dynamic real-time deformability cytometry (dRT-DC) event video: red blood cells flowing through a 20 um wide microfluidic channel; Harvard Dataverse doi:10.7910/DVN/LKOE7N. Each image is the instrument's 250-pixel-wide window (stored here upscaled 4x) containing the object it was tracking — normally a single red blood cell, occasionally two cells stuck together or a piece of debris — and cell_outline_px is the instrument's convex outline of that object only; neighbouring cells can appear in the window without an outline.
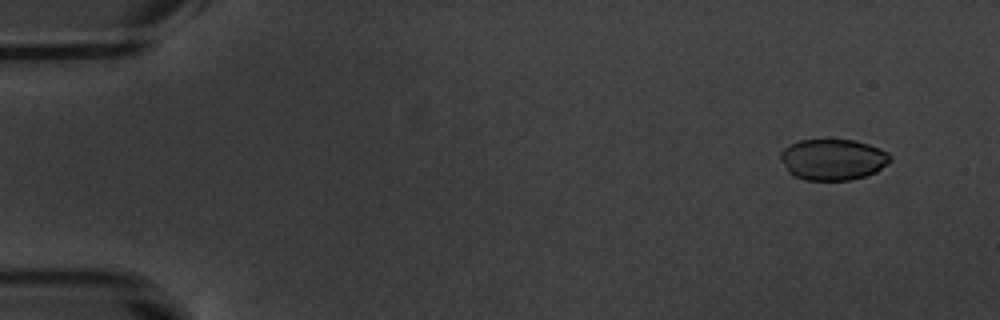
{"species": "common noctule bat (a hibernating species)", "species_latin": "Nyctalus noctula", "temperature_condition": "warm", "stored_images_in_passage": 8, "camera_frame_rate_fps": 3000, "um_per_image_px": 0.085, "animal": {"sex": "male", "body_mass_g": 20.1, "forearm_length_mm": 53.5}, "frame": {"image": 1, "passage_image": 2, "time_ms": 1.0, "image_size_px": [1000, 320], "cell_outline_px": [[892, 160], [876, 172], [864, 176], [848, 180], [804, 180], [788, 172], [780, 160], [780, 152], [784, 148], [800, 140], [852, 140], [868, 144], [888, 152], [892, 156]], "centroid_in_image_um": [70.79, 13.56], "position_along_channel_um": 14.2, "area_um2": 26.18}}